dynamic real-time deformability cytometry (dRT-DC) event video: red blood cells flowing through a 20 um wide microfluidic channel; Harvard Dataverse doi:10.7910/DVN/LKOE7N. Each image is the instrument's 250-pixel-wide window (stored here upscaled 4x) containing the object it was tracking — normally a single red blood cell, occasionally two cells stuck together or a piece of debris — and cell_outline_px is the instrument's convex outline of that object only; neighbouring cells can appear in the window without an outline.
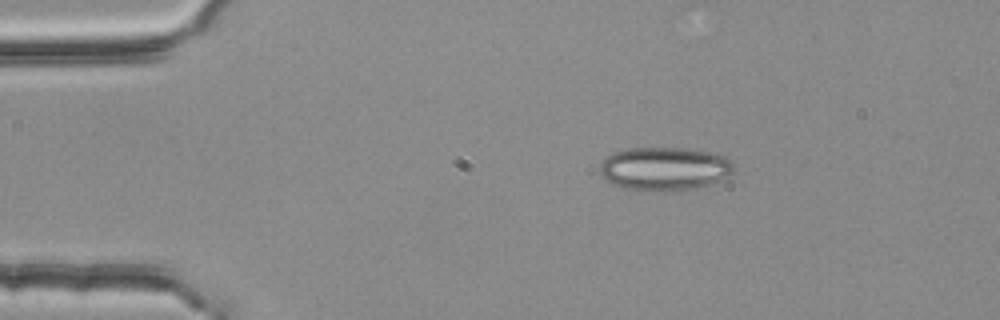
{"species": "common noctule bat (a hibernating species)", "species_latin": "Nyctalus noctula", "temperature_condition": "room temperature", "stored_images_in_passage": 3, "camera_frame_rate_fps": 3000, "um_per_image_px": 0.085, "animal": {"sex": "female", "body_mass_g": 25.1}, "frame": {"image": 1, "passage_image": 1, "time_ms": 0.0, "image_size_px": [1000, 320], "cell_outline_px": [[732, 172], [728, 176], [708, 184], [676, 192], [644, 192], [620, 188], [604, 180], [600, 176], [600, 164], [608, 156], [616, 152], [632, 148], [684, 148], [716, 152], [724, 156], [732, 164]], "centroid_in_image_um": [56.43, 14.37], "position_along_channel_um": 28.6, "area_um2": 34.33}}